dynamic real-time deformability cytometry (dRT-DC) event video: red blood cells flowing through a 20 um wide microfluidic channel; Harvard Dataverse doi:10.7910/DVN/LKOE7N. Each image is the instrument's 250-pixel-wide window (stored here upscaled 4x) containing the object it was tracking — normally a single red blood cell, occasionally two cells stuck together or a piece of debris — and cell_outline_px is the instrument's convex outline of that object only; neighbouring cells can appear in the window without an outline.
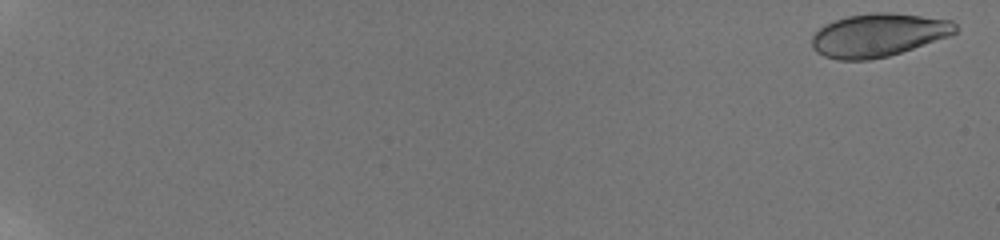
{"species": "human", "species_latin": "Homo sapiens", "temperature_condition": "room temperature", "stored_images_in_passage": 59, "camera_frame_rate_fps": 3000, "um_per_image_px": 0.085, "donor": {"sex": "male"}, "frame": {"image": 1, "passage_image": 2, "time_ms": 0.333, "image_size_px": [1000, 240], "cell_outline_px": [[956, 32], [948, 36], [888, 56], [868, 60], [836, 60], [824, 56], [816, 52], [812, 48], [812, 36], [824, 24], [848, 16], [876, 12], [888, 12], [952, 20], [956, 24]], "centroid_in_image_um": [74.61, 2.99], "position_along_channel_um": 10.4, "area_um2": 35.78}}
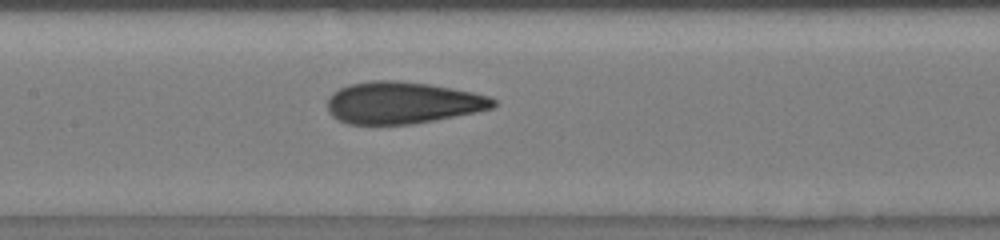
{"frame": {"image": 2, "passage_image": 34, "time_ms": 11.0, "image_size_px": [1000, 240], "cell_outline_px": [[496, 104], [492, 108], [476, 112], [436, 120], [412, 124], [348, 124], [332, 116], [328, 112], [328, 96], [332, 92], [340, 88], [352, 84], [372, 80], [396, 80], [428, 84], [452, 88], [472, 92], [488, 96], [496, 100]], "centroid_in_image_um": [34.2, 8.73], "position_along_channel_um": 173.2, "area_um2": 40.46}}
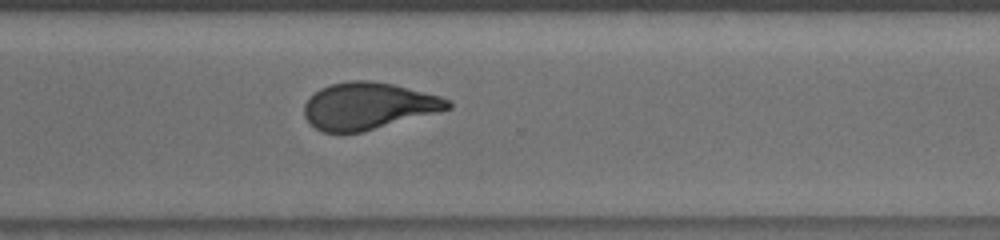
{"frame": {"image": 3, "passage_image": 47, "time_ms": 15.333, "image_size_px": [1000, 240], "cell_outline_px": [[452, 108], [360, 132], [324, 132], [316, 128], [304, 116], [304, 104], [320, 88], [332, 84], [348, 80], [368, 80], [392, 84], [440, 96], [448, 100], [452, 104]], "centroid_in_image_um": [31.29, 8.99], "position_along_channel_um": 339.3, "area_um2": 38.55}, "authors_computed_cell_mechanics": {"area_um2": 38.8416, "velocity_mm_per_s": 3.8444, "shape_relaxation_time_tau1_ms": 6.9503, "shape_relaxation_time_tau2_ms": 1.0237, "deformation_change_tau1": 0.2111, "deformation_change_tau2": 0.0619}}